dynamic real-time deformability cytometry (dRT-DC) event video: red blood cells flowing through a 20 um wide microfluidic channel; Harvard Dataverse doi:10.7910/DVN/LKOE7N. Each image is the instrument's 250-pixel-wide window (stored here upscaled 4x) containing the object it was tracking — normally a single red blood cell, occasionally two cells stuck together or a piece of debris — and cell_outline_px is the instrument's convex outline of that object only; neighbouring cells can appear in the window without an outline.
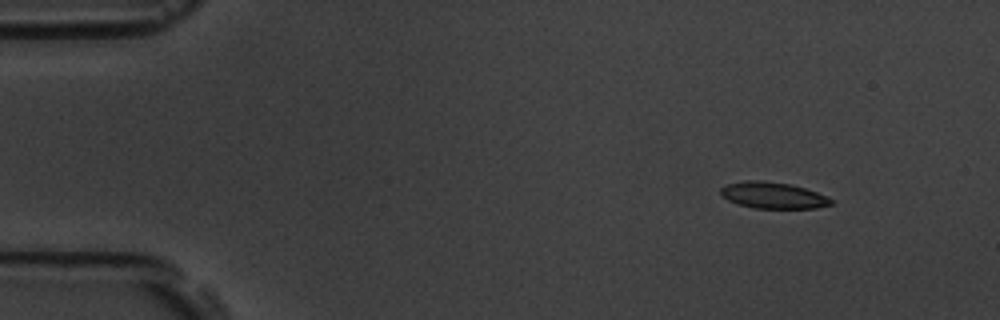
{"species": "common noctule bat (a hibernating species)", "species_latin": "Nyctalus noctula", "temperature_condition": "room temperature", "stored_images_in_passage": 6, "camera_frame_rate_fps": 3000, "um_per_image_px": 0.085, "animal": {"sex": "male", "body_mass_g": 19.5, "forearm_length_mm": 54.6}, "frame": {"image": 1, "passage_image": 2, "time_ms": 1.0, "image_size_px": [1000, 320], "cell_outline_px": [[836, 200], [832, 204], [816, 208], [752, 208], [736, 204], [720, 196], [720, 188], [724, 184], [744, 180], [764, 180], [792, 184], [828, 196]], "centroid_in_image_um": [65.68, 16.59], "position_along_channel_um": 19.3, "area_um2": 17.4}}
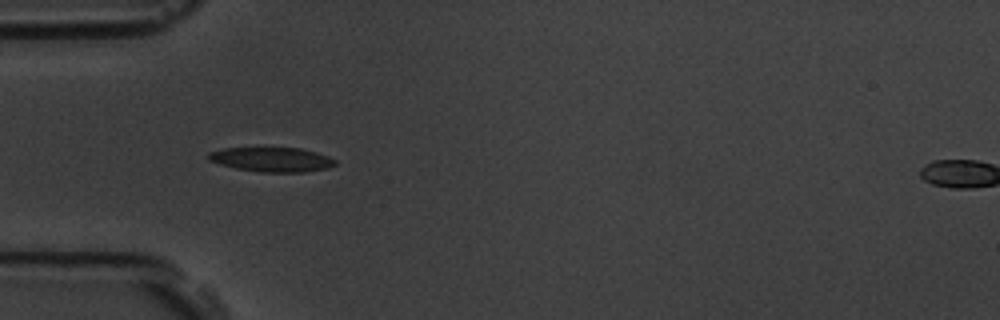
{"frame": {"image": 2, "passage_image": 5, "time_ms": 4.667, "image_size_px": [1000, 320], "cell_outline_px": [[336, 164], [324, 168], [304, 172], [260, 172], [236, 168], [220, 164], [208, 160], [208, 152], [224, 148], [300, 148], [316, 152], [328, 156], [336, 160]], "centroid_in_image_um": [23.08, 13.55], "position_along_channel_um": 61.9, "area_um2": 17.92}}
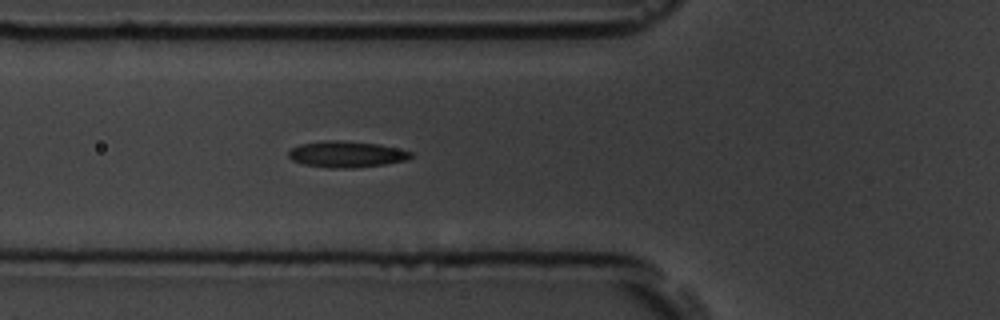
{"frame": {"image": 3, "passage_image": 6, "time_ms": 5.667, "image_size_px": [1000, 320], "cell_outline_px": [[412, 156], [408, 160], [384, 164], [356, 168], [328, 168], [304, 164], [292, 160], [288, 156], [288, 152], [292, 148], [300, 144], [328, 140], [340, 140], [380, 144], [412, 152]], "centroid_in_image_um": [29.45, 13.11], "position_along_channel_um": 96.3, "area_um2": 18.73}}